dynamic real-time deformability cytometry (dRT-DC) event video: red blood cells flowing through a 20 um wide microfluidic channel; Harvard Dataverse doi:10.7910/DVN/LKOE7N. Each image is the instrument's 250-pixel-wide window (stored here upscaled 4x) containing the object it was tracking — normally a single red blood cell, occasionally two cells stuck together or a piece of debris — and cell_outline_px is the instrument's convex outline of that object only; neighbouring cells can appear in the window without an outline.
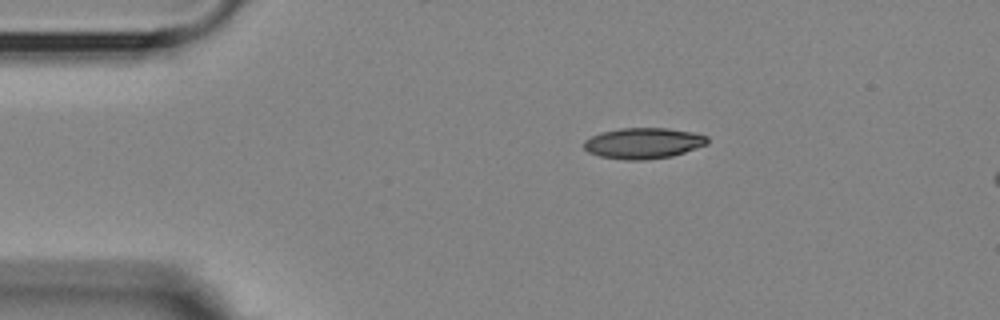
{"species": "Egyptian fruit bat (a non-hibernating species)", "species_latin": "Rousettus aegyptiacus", "temperature_condition": "room temperature", "stored_images_in_passage": 4, "camera_frame_rate_fps": 3000, "um_per_image_px": 0.085, "animal": {"sex": "female"}, "frame": {"image": 1, "passage_image": 1, "time_ms": 0.0, "image_size_px": [1000, 320], "cell_outline_px": [[708, 144], [672, 156], [644, 160], [624, 160], [600, 156], [588, 152], [584, 148], [584, 140], [592, 136], [604, 132], [620, 128], [668, 128], [692, 132], [708, 136]], "centroid_in_image_um": [54.69, 12.17], "position_along_channel_um": 30.3, "area_um2": 22.14}}
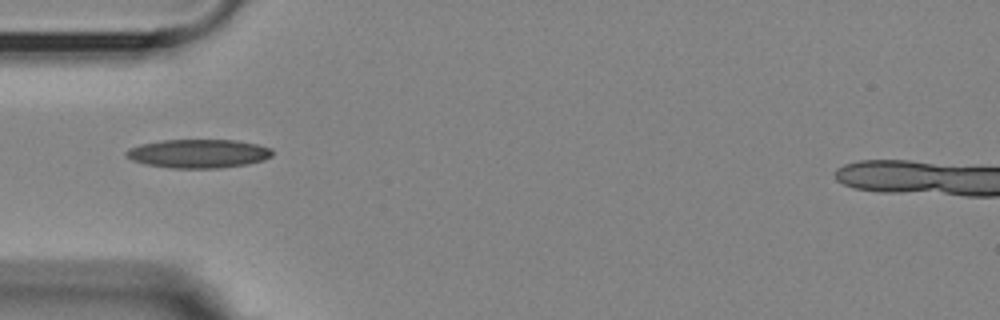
{"frame": {"image": 2, "passage_image": 3, "time_ms": 2.333, "image_size_px": [1000, 320], "cell_outline_px": [[272, 156], [264, 160], [248, 164], [220, 168], [172, 168], [144, 164], [132, 160], [124, 156], [124, 152], [128, 148], [140, 144], [160, 140], [236, 140], [256, 144], [272, 148]], "centroid_in_image_um": [16.83, 13.05], "position_along_channel_um": 68.2, "area_um2": 24.68}}
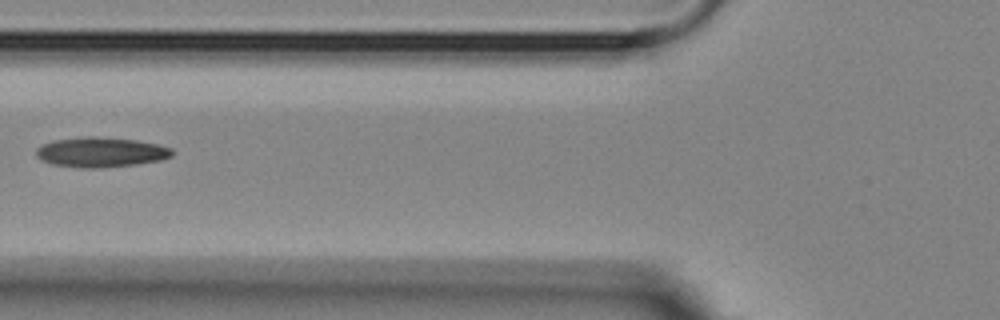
{"frame": {"image": 3, "passage_image": 4, "time_ms": 3.667, "image_size_px": [1000, 320], "cell_outline_px": [[172, 156], [160, 160], [136, 164], [100, 168], [80, 168], [52, 164], [40, 160], [36, 156], [36, 148], [40, 144], [52, 140], [84, 136], [96, 136], [136, 140], [156, 144], [172, 148]], "centroid_in_image_um": [8.51, 12.93], "position_along_channel_um": 117.3, "area_um2": 23.93}}